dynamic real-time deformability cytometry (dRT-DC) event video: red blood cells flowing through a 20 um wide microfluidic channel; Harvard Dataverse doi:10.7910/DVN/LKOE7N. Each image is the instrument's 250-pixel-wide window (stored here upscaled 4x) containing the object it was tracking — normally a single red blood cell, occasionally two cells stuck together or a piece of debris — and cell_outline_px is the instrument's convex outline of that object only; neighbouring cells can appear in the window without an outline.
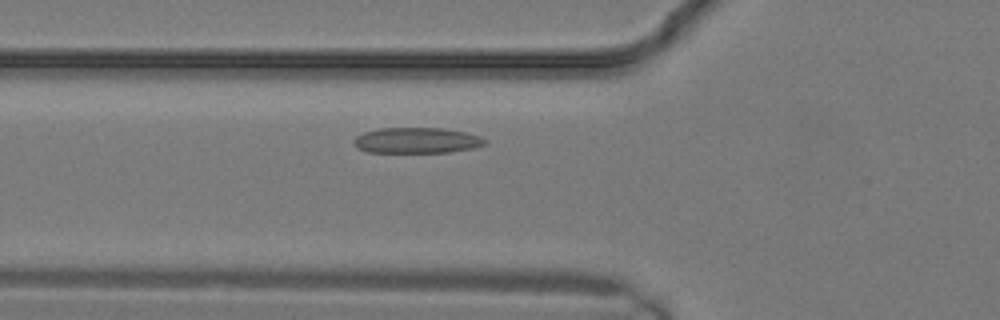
{"species": "common noctule bat (a hibernating species)", "species_latin": "Nyctalus noctula", "temperature_condition": "warm", "stored_images_in_passage": 8, "camera_frame_rate_fps": 3000, "um_per_image_px": 0.085, "animal": {"sex": "male", "body_mass_g": 19.2, "forearm_length_mm": 51.8}, "frame": {"image": 1, "passage_image": 6, "time_ms": 1.667, "image_size_px": [1000, 320], "cell_outline_px": [[488, 140], [484, 144], [472, 148], [448, 152], [368, 152], [356, 148], [352, 140], [356, 136], [364, 132], [380, 128], [444, 128], [464, 132], [480, 136]], "centroid_in_image_um": [35.39, 11.93], "position_along_channel_um": 90.4, "area_um2": 19.59}}
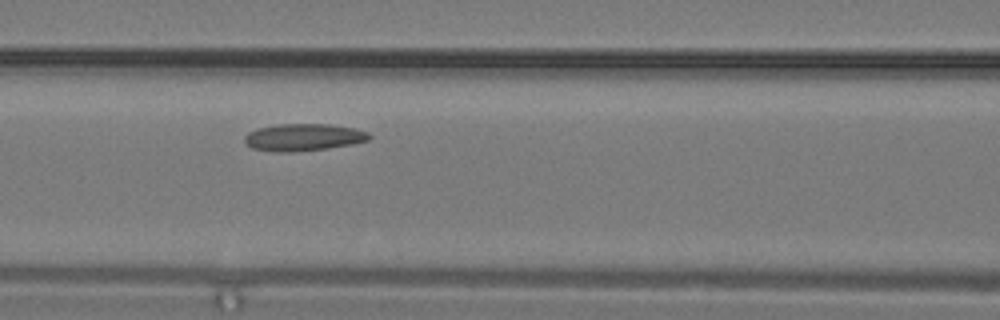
{"frame": {"image": 2, "passage_image": 8, "time_ms": 2.333, "image_size_px": [1000, 320], "cell_outline_px": [[372, 136], [368, 140], [352, 144], [328, 148], [292, 152], [276, 152], [252, 148], [244, 140], [244, 136], [248, 132], [260, 128], [276, 124], [328, 124], [356, 128], [368, 132]], "centroid_in_image_um": [25.81, 11.66], "position_along_channel_um": 140.8, "area_um2": 19.71}}